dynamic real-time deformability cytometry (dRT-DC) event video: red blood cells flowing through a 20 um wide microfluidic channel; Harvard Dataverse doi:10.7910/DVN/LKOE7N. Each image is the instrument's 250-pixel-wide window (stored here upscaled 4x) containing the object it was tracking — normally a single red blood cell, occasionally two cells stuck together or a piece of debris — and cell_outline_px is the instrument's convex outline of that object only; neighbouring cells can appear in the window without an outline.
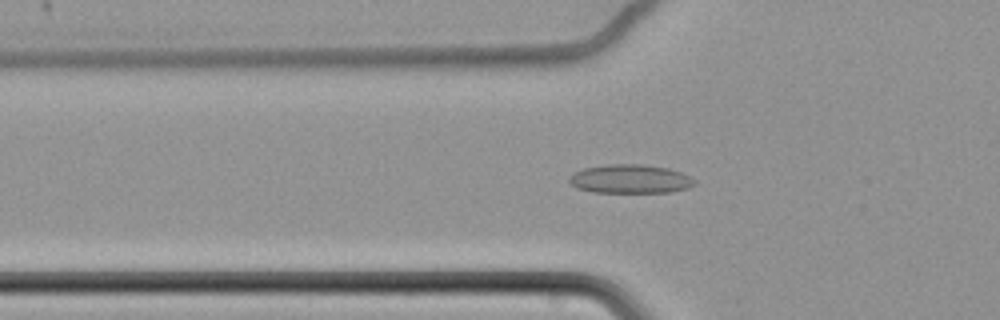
{"species": "common noctule bat (a hibernating species)", "species_latin": "Nyctalus noctula", "temperature_condition": "cold", "stored_images_in_passage": 61, "camera_frame_rate_fps": 3000, "um_per_image_px": 0.085, "animal": {"sex": "female", "body_mass_g": 22.7, "forearm_length_mm": 54.2}, "frame": {"image": 1, "passage_image": 22, "time_ms": 7.0, "image_size_px": [1000, 320], "cell_outline_px": [[696, 184], [688, 188], [672, 192], [592, 192], [576, 188], [568, 180], [568, 176], [572, 172], [584, 168], [608, 164], [640, 164], [668, 168], [680, 172], [696, 180]], "centroid_in_image_um": [53.54, 15.21], "position_along_channel_um": 72.3, "area_um2": 21.15}}
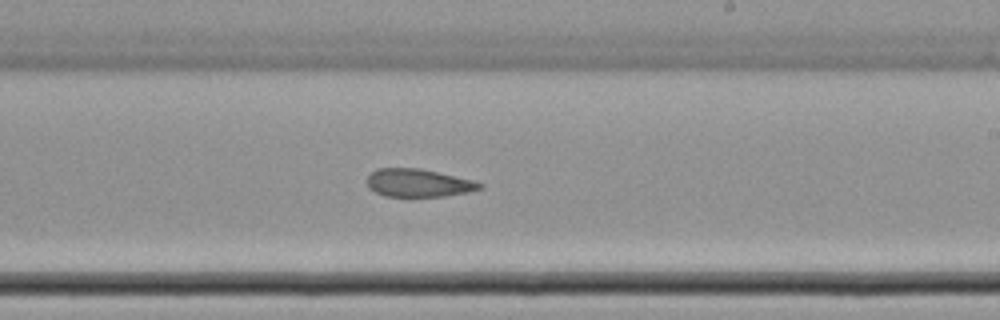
{"frame": {"image": 2, "passage_image": 38, "time_ms": 12.333, "image_size_px": [1000, 320], "cell_outline_px": [[484, 188], [468, 192], [444, 196], [384, 196], [368, 188], [368, 176], [376, 168], [420, 168], [476, 180], [484, 184]], "centroid_in_image_um": [35.61, 15.54], "position_along_channel_um": 253.4, "area_um2": 18.5}}
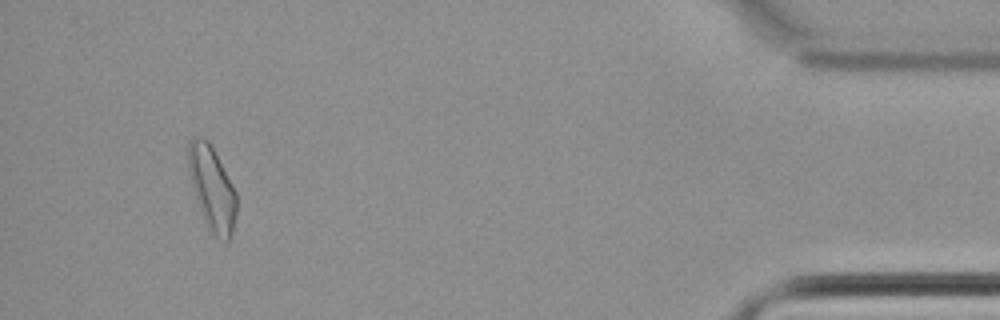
{"frame": {"image": 3, "passage_image": 58, "time_ms": 19.0, "image_size_px": [1000, 320], "cell_outline_px": [[236, 216], [232, 232], [228, 244], [216, 236], [208, 228], [200, 212], [196, 200], [188, 172], [188, 140], [192, 136], [204, 136], [208, 140], [232, 184], [236, 192]], "centroid_in_image_um": [18.0, 15.99], "position_along_channel_um": 417.2, "area_um2": 23.7}, "authors_computed_cell_mechanics": {"area_um2": 20.6346, "velocity_mm_per_s": 3.4366, "shape_relaxation_time_tau1_ms": null, "shape_relaxation_time_tau2_ms": 4.1285, "deformation_change_tau1": null, "deformation_change_tau2": 0.0869}}